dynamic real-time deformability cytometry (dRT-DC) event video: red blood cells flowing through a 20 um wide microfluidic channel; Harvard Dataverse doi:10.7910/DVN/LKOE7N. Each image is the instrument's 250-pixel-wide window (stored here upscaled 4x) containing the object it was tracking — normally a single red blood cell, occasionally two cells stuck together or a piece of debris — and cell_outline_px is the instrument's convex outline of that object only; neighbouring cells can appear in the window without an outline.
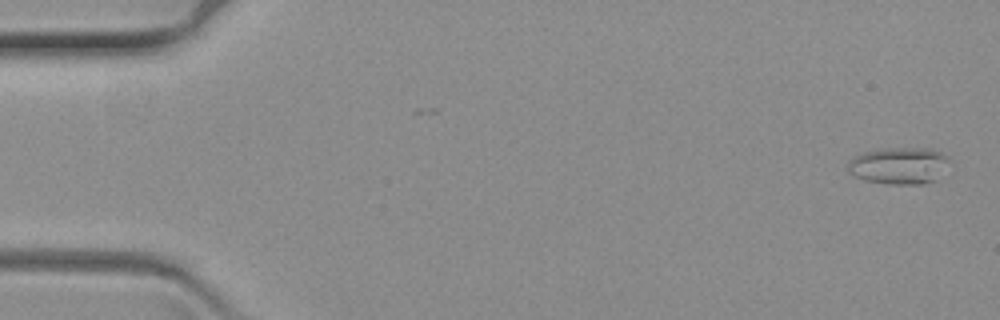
{"species": "common noctule bat (a hibernating species)", "species_latin": "Nyctalus noctula", "temperature_condition": "warm", "stored_images_in_passage": 62, "camera_frame_rate_fps": 3000, "um_per_image_px": 0.085, "animal": {"sex": "female", "body_mass_g": 19.3, "forearm_length_mm": 54.1}, "frame": {"image": 1, "passage_image": 1, "time_ms": 0.0, "image_size_px": [1000, 320], "cell_outline_px": [[948, 156], [936, 180], [924, 184], [888, 184], [864, 180], [852, 176], [848, 172], [848, 164], [856, 156], [864, 152], [880, 148], [924, 148], [940, 152]], "centroid_in_image_um": [76.34, 14.09], "position_along_channel_um": 8.7, "area_um2": 21.44}}
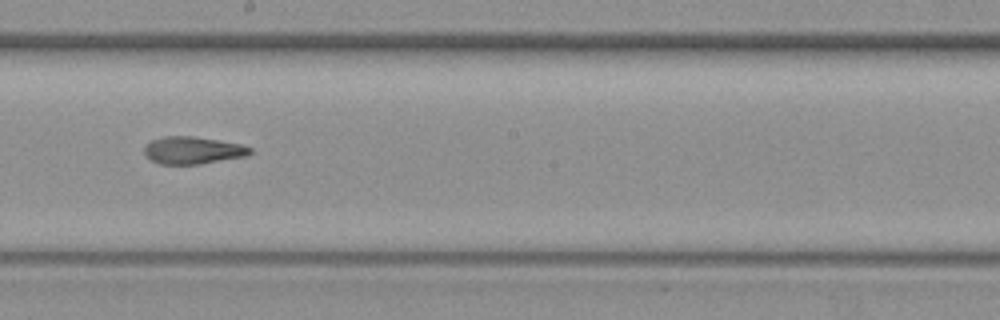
{"frame": {"image": 2, "passage_image": 35, "time_ms": 11.333, "image_size_px": [1000, 320], "cell_outline_px": [[252, 152], [248, 156], [200, 164], [160, 164], [152, 160], [144, 152], [144, 148], [152, 140], [164, 136], [192, 136], [240, 144], [252, 148]], "centroid_in_image_um": [16.42, 12.78], "position_along_channel_um": 231.8, "area_um2": 16.7}}
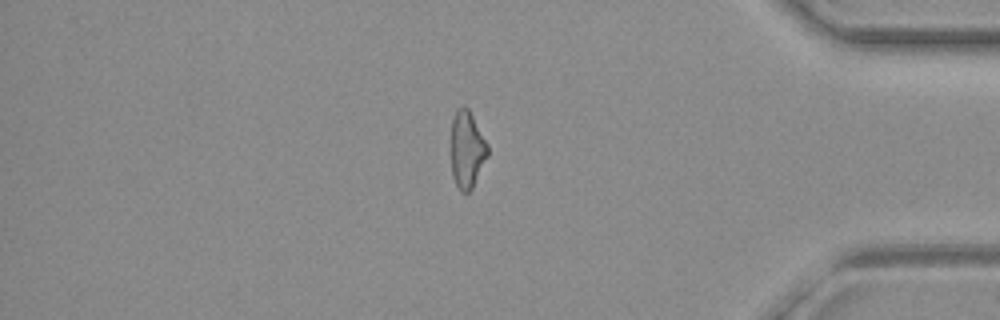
{"frame": {"image": 3, "passage_image": 53, "time_ms": 17.333, "image_size_px": [1000, 320], "cell_outline_px": [[488, 156], [472, 188], [468, 192], [460, 192], [452, 176], [452, 116], [456, 108], [464, 104], [468, 108], [488, 144]], "centroid_in_image_um": [39.69, 12.68], "position_along_channel_um": 395.5, "area_um2": 16.47}}